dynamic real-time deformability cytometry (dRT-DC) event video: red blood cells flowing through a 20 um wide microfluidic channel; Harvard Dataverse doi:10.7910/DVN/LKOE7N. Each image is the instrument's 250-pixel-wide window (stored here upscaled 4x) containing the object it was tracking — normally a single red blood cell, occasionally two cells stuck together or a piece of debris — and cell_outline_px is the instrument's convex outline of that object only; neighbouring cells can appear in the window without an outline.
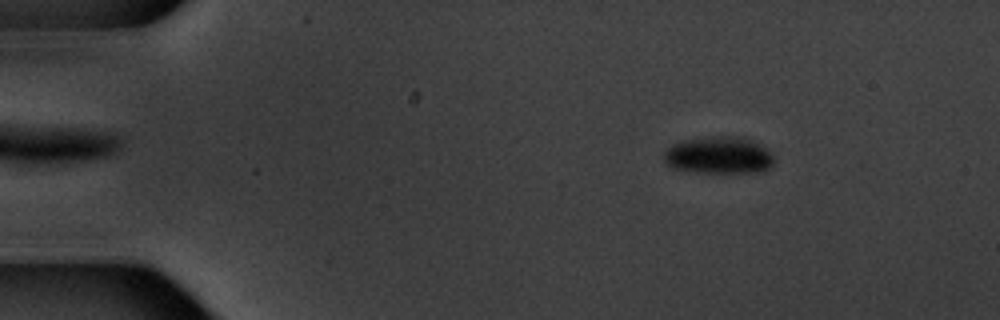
{"species": "common noctule bat (a hibernating species)", "species_latin": "Nyctalus noctula", "temperature_condition": "warm", "stored_images_in_passage": 4, "camera_frame_rate_fps": 3000, "um_per_image_px": 0.085, "animal": {"sex": "male", "body_mass_g": 20.1, "forearm_length_mm": 53.5}, "frame": {"image": 1, "passage_image": 2, "time_ms": 1.333, "image_size_px": [1000, 320], "cell_outline_px": [[772, 168], [764, 172], [696, 172], [672, 168], [664, 164], [664, 152], [672, 144], [684, 140], [712, 136], [744, 136], [760, 144], [772, 156]], "centroid_in_image_um": [61.08, 13.2], "position_along_channel_um": 23.9, "area_um2": 23.99}}